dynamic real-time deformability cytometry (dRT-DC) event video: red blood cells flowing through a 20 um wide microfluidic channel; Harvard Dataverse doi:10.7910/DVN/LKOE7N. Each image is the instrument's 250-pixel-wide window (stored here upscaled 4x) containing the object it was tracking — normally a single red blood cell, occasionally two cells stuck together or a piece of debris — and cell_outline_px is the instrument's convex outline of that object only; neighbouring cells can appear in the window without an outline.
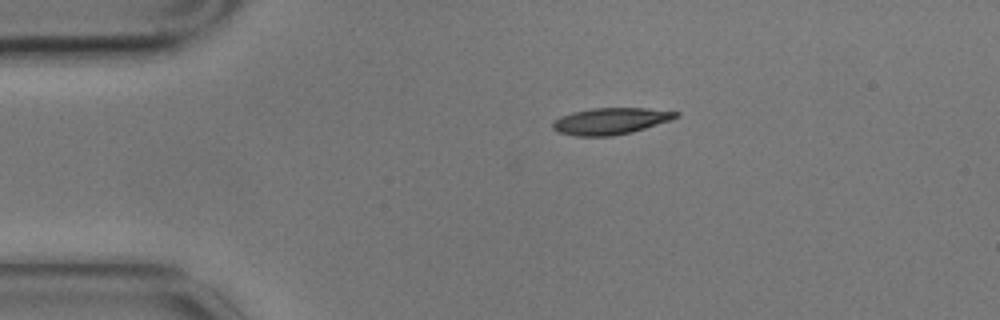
{"species": "common noctule bat (a hibernating species)", "species_latin": "Nyctalus noctula", "temperature_condition": "cold", "stored_images_in_passage": 12, "camera_frame_rate_fps": 3000, "um_per_image_px": 0.085, "animal": {"sex": "male", "body_mass_g": 17.9}, "frame": {"image": 1, "passage_image": 1, "time_ms": 0.0, "image_size_px": [1000, 320], "cell_outline_px": [[680, 116], [672, 120], [632, 132], [612, 136], [576, 136], [560, 132], [552, 128], [552, 124], [560, 116], [572, 112], [592, 108], [648, 108], [680, 112]], "centroid_in_image_um": [51.94, 10.28], "position_along_channel_um": 33.1, "area_um2": 19.13}}
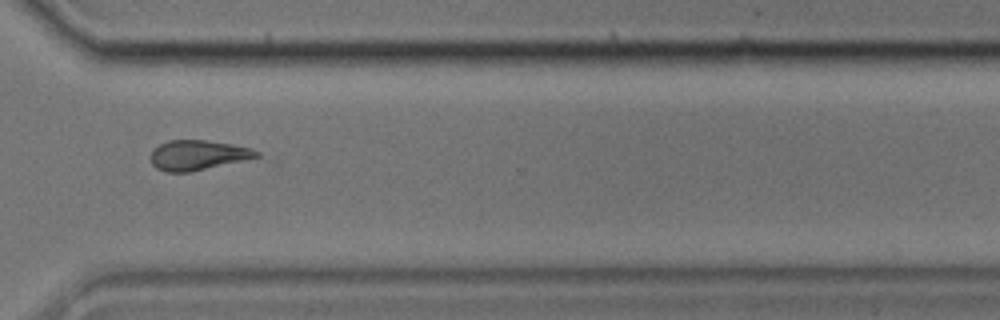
{"frame": {"image": 2, "passage_image": 9, "time_ms": 2.667, "image_size_px": [1000, 320], "cell_outline_px": [[260, 156], [244, 160], [188, 172], [164, 172], [156, 168], [152, 164], [148, 156], [160, 144], [168, 140], [204, 140], [232, 144], [252, 148], [260, 152]], "centroid_in_image_um": [16.79, 13.18], "position_along_channel_um": 353.8, "area_um2": 18.38}}
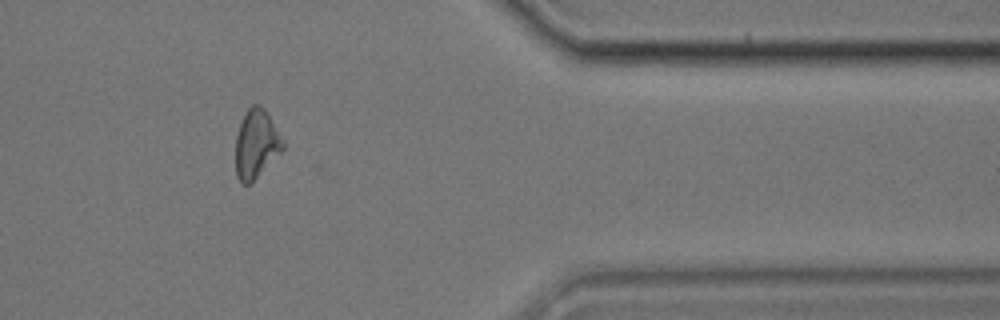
{"frame": {"image": 3, "passage_image": 10, "time_ms": 3.0, "image_size_px": [1000, 320], "cell_outline_px": [[284, 148], [252, 184], [244, 184], [236, 176], [236, 136], [240, 124], [248, 108], [252, 104], [260, 104], [264, 108], [284, 140]], "centroid_in_image_um": [21.79, 12.25], "position_along_channel_um": 389.6, "area_um2": 18.9}}